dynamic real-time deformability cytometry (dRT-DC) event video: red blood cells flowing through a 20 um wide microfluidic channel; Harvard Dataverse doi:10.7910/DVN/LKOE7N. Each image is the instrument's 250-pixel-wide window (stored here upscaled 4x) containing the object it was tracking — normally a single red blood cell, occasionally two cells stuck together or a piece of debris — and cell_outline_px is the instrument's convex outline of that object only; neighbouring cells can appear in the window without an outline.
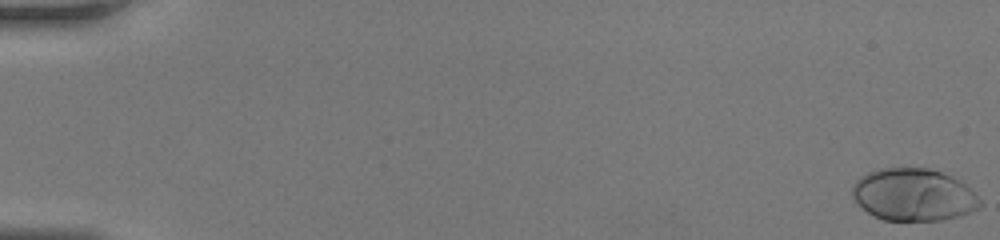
{"species": "human", "species_latin": "Homo sapiens", "temperature_condition": "room temperature", "stored_images_in_passage": 46, "camera_frame_rate_fps": 3000, "um_per_image_px": 0.085, "donor": {"sex": "female"}, "frame": {"image": 1, "passage_image": 1, "time_ms": 0.0, "image_size_px": [1000, 240], "cell_outline_px": [[984, 204], [980, 208], [960, 216], [940, 220], [884, 220], [872, 216], [852, 196], [852, 184], [860, 176], [868, 172], [880, 168], [928, 168], [940, 172], [964, 184]], "centroid_in_image_um": [77.63, 16.56], "position_along_channel_um": 7.4, "area_um2": 38.67}}
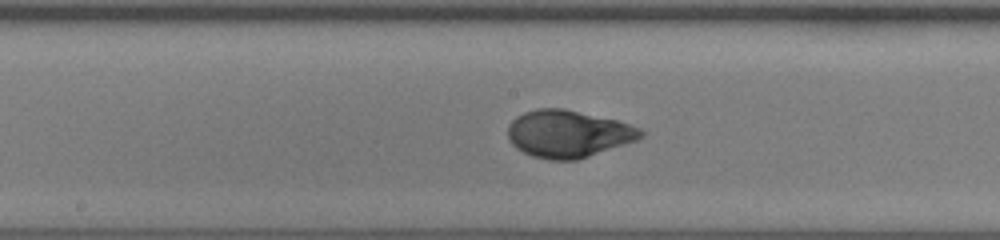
{"frame": {"image": 2, "passage_image": 26, "time_ms": 8.333, "image_size_px": [1000, 240], "cell_outline_px": [[644, 136], [636, 140], [576, 160], [548, 160], [532, 156], [516, 148], [508, 140], [508, 124], [516, 116], [524, 112], [536, 108], [564, 108], [616, 120], [640, 128], [644, 132]], "centroid_in_image_um": [48.25, 11.37], "position_along_channel_um": 199.9, "area_um2": 36.53}}
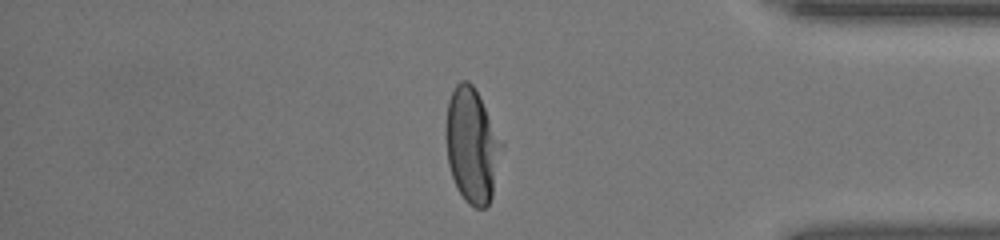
{"frame": {"image": 3, "passage_image": 40, "time_ms": 13.0, "image_size_px": [1000, 240], "cell_outline_px": [[504, 144], [492, 196], [488, 204], [484, 208], [476, 208], [468, 204], [464, 200], [456, 188], [448, 164], [444, 132], [448, 100], [456, 84], [460, 80], [468, 80], [472, 84]], "centroid_in_image_um": [40.1, 12.38], "position_along_channel_um": 395.1, "area_um2": 37.51}}